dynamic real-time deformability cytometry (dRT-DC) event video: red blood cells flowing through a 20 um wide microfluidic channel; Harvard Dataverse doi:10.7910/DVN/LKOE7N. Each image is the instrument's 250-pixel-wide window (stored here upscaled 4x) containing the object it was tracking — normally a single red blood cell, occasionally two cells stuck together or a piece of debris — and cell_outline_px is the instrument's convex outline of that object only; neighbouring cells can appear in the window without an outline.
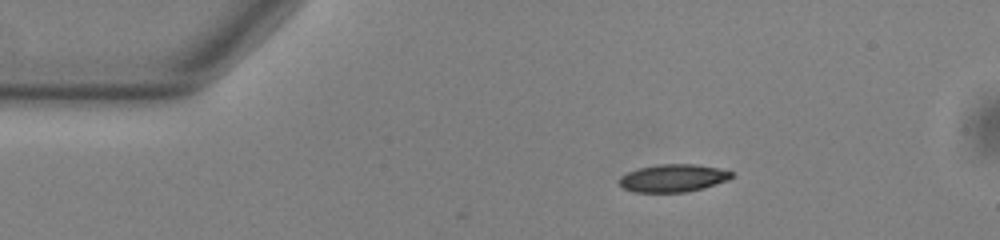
{"species": "common noctule bat (a hibernating species)", "species_latin": "Nyctalus noctula", "temperature_condition": "warm", "stored_images_in_passage": 2, "camera_frame_rate_fps": 3000, "um_per_image_px": 0.085, "animal": {"sex": "male", "body_mass_g": 13.0, "forearm_length_mm": 53.1}, "frame": {"image": 1, "passage_image": 2, "time_ms": 0.333, "image_size_px": [1000, 240], "cell_outline_px": [[732, 176], [728, 180], [704, 188], [688, 192], [636, 192], [624, 188], [620, 184], [620, 176], [636, 168], [656, 164], [696, 164], [720, 168], [732, 172]], "centroid_in_image_um": [57.22, 15.13], "position_along_channel_um": 27.8, "area_um2": 18.21}}